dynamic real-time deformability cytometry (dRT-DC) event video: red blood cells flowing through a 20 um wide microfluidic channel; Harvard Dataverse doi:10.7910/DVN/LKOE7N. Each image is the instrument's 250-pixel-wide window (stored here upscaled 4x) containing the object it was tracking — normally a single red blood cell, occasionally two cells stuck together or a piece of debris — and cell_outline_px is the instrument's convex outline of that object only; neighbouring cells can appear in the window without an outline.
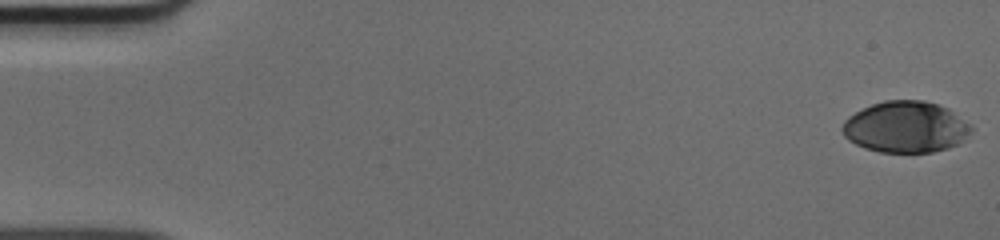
{"species": "human", "species_latin": "Homo sapiens", "temperature_condition": "cold", "stored_images_in_passage": 51, "camera_frame_rate_fps": 3000, "um_per_image_px": 0.085, "donor": {"sex": "male"}, "frame": {"image": 1, "passage_image": 1, "time_ms": 0.0, "image_size_px": [1000, 240], "cell_outline_px": [[976, 128], [972, 132], [956, 144], [948, 148], [932, 152], [880, 152], [864, 148], [848, 140], [844, 136], [840, 128], [844, 120], [848, 116], [872, 104], [884, 100], [924, 100], [948, 108], [972, 124]], "centroid_in_image_um": [76.99, 10.79], "position_along_channel_um": 8.0, "area_um2": 38.78}}
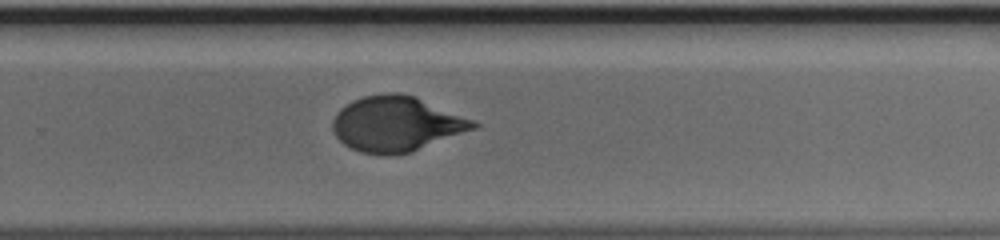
{"frame": {"image": 2, "passage_image": 34, "time_ms": 11.0, "image_size_px": [1000, 240], "cell_outline_px": [[480, 128], [412, 152], [388, 156], [380, 156], [360, 152], [344, 144], [336, 136], [332, 128], [332, 120], [336, 112], [340, 108], [352, 100], [364, 96], [388, 92], [396, 92], [412, 96], [472, 120], [480, 124]], "centroid_in_image_um": [33.68, 10.56], "position_along_channel_um": 296.1, "area_um2": 45.37}}
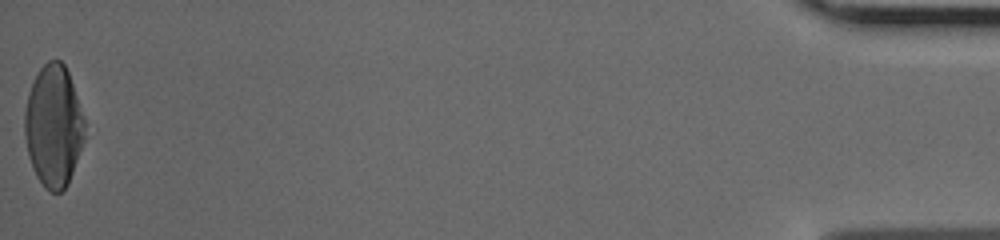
{"frame": {"image": 3, "passage_image": 51, "time_ms": 16.667, "image_size_px": [1000, 240], "cell_outline_px": [[84, 140], [68, 184], [60, 192], [48, 192], [44, 188], [36, 176], [32, 168], [28, 156], [24, 136], [24, 112], [28, 92], [40, 68], [48, 60], [60, 60], [64, 64], [68, 72], [84, 120]], "centroid_in_image_um": [4.52, 10.74], "position_along_channel_um": 430.7, "area_um2": 42.48}}